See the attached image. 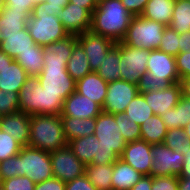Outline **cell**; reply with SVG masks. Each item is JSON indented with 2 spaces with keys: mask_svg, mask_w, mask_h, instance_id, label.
Listing matches in <instances>:
<instances>
[{
  "mask_svg": "<svg viewBox=\"0 0 190 190\" xmlns=\"http://www.w3.org/2000/svg\"><path fill=\"white\" fill-rule=\"evenodd\" d=\"M77 43V36L69 35L43 47L44 63L38 82L47 93L61 94L66 99L75 92L76 81L69 75L66 66Z\"/></svg>",
  "mask_w": 190,
  "mask_h": 190,
  "instance_id": "cell-1",
  "label": "cell"
},
{
  "mask_svg": "<svg viewBox=\"0 0 190 190\" xmlns=\"http://www.w3.org/2000/svg\"><path fill=\"white\" fill-rule=\"evenodd\" d=\"M133 17L121 0H98L92 13L90 31L118 43L125 36Z\"/></svg>",
  "mask_w": 190,
  "mask_h": 190,
  "instance_id": "cell-2",
  "label": "cell"
},
{
  "mask_svg": "<svg viewBox=\"0 0 190 190\" xmlns=\"http://www.w3.org/2000/svg\"><path fill=\"white\" fill-rule=\"evenodd\" d=\"M19 96V110L28 114L61 115L64 98L61 94H50L41 87L38 76H28Z\"/></svg>",
  "mask_w": 190,
  "mask_h": 190,
  "instance_id": "cell-3",
  "label": "cell"
},
{
  "mask_svg": "<svg viewBox=\"0 0 190 190\" xmlns=\"http://www.w3.org/2000/svg\"><path fill=\"white\" fill-rule=\"evenodd\" d=\"M178 82L180 78L176 70L175 56L159 49L150 50L147 73L142 74L137 84L138 92L158 91Z\"/></svg>",
  "mask_w": 190,
  "mask_h": 190,
  "instance_id": "cell-4",
  "label": "cell"
},
{
  "mask_svg": "<svg viewBox=\"0 0 190 190\" xmlns=\"http://www.w3.org/2000/svg\"><path fill=\"white\" fill-rule=\"evenodd\" d=\"M68 145L60 115L30 116L28 146L51 153Z\"/></svg>",
  "mask_w": 190,
  "mask_h": 190,
  "instance_id": "cell-5",
  "label": "cell"
},
{
  "mask_svg": "<svg viewBox=\"0 0 190 190\" xmlns=\"http://www.w3.org/2000/svg\"><path fill=\"white\" fill-rule=\"evenodd\" d=\"M27 30L34 42L42 47L69 36L59 16L45 12L44 3L34 6L27 21Z\"/></svg>",
  "mask_w": 190,
  "mask_h": 190,
  "instance_id": "cell-6",
  "label": "cell"
},
{
  "mask_svg": "<svg viewBox=\"0 0 190 190\" xmlns=\"http://www.w3.org/2000/svg\"><path fill=\"white\" fill-rule=\"evenodd\" d=\"M165 27L141 15L134 16L121 43L140 49H159Z\"/></svg>",
  "mask_w": 190,
  "mask_h": 190,
  "instance_id": "cell-7",
  "label": "cell"
},
{
  "mask_svg": "<svg viewBox=\"0 0 190 190\" xmlns=\"http://www.w3.org/2000/svg\"><path fill=\"white\" fill-rule=\"evenodd\" d=\"M19 176H27L35 184L54 177L50 153L23 146L19 152Z\"/></svg>",
  "mask_w": 190,
  "mask_h": 190,
  "instance_id": "cell-8",
  "label": "cell"
},
{
  "mask_svg": "<svg viewBox=\"0 0 190 190\" xmlns=\"http://www.w3.org/2000/svg\"><path fill=\"white\" fill-rule=\"evenodd\" d=\"M120 131V113L102 111L96 117L94 136L102 146L112 148L119 157L127 144Z\"/></svg>",
  "mask_w": 190,
  "mask_h": 190,
  "instance_id": "cell-9",
  "label": "cell"
},
{
  "mask_svg": "<svg viewBox=\"0 0 190 190\" xmlns=\"http://www.w3.org/2000/svg\"><path fill=\"white\" fill-rule=\"evenodd\" d=\"M150 50L135 48L120 42V78L138 84L142 74L147 73Z\"/></svg>",
  "mask_w": 190,
  "mask_h": 190,
  "instance_id": "cell-10",
  "label": "cell"
},
{
  "mask_svg": "<svg viewBox=\"0 0 190 190\" xmlns=\"http://www.w3.org/2000/svg\"><path fill=\"white\" fill-rule=\"evenodd\" d=\"M153 157L150 175L154 176H177L181 174L184 163V155L167 147L164 143L151 146Z\"/></svg>",
  "mask_w": 190,
  "mask_h": 190,
  "instance_id": "cell-11",
  "label": "cell"
},
{
  "mask_svg": "<svg viewBox=\"0 0 190 190\" xmlns=\"http://www.w3.org/2000/svg\"><path fill=\"white\" fill-rule=\"evenodd\" d=\"M54 177L69 182L85 174L86 166L77 158L69 145L50 153Z\"/></svg>",
  "mask_w": 190,
  "mask_h": 190,
  "instance_id": "cell-12",
  "label": "cell"
},
{
  "mask_svg": "<svg viewBox=\"0 0 190 190\" xmlns=\"http://www.w3.org/2000/svg\"><path fill=\"white\" fill-rule=\"evenodd\" d=\"M138 93V85L135 83L124 80L109 82L102 111L111 114L124 113Z\"/></svg>",
  "mask_w": 190,
  "mask_h": 190,
  "instance_id": "cell-13",
  "label": "cell"
},
{
  "mask_svg": "<svg viewBox=\"0 0 190 190\" xmlns=\"http://www.w3.org/2000/svg\"><path fill=\"white\" fill-rule=\"evenodd\" d=\"M77 42L84 49L89 60L91 71L94 72H96L98 67L102 64L106 54L115 44L112 40L95 34L90 30L77 35Z\"/></svg>",
  "mask_w": 190,
  "mask_h": 190,
  "instance_id": "cell-14",
  "label": "cell"
},
{
  "mask_svg": "<svg viewBox=\"0 0 190 190\" xmlns=\"http://www.w3.org/2000/svg\"><path fill=\"white\" fill-rule=\"evenodd\" d=\"M27 77L25 69L0 50V90L19 93Z\"/></svg>",
  "mask_w": 190,
  "mask_h": 190,
  "instance_id": "cell-15",
  "label": "cell"
},
{
  "mask_svg": "<svg viewBox=\"0 0 190 190\" xmlns=\"http://www.w3.org/2000/svg\"><path fill=\"white\" fill-rule=\"evenodd\" d=\"M151 146V144L142 139L128 142L120 155V159L128 163L142 175H150L153 161Z\"/></svg>",
  "mask_w": 190,
  "mask_h": 190,
  "instance_id": "cell-16",
  "label": "cell"
},
{
  "mask_svg": "<svg viewBox=\"0 0 190 190\" xmlns=\"http://www.w3.org/2000/svg\"><path fill=\"white\" fill-rule=\"evenodd\" d=\"M92 14L84 7L67 3L59 12V20L69 35H79L90 30Z\"/></svg>",
  "mask_w": 190,
  "mask_h": 190,
  "instance_id": "cell-17",
  "label": "cell"
},
{
  "mask_svg": "<svg viewBox=\"0 0 190 190\" xmlns=\"http://www.w3.org/2000/svg\"><path fill=\"white\" fill-rule=\"evenodd\" d=\"M101 112L102 108L98 103L75 91L64 100L60 117L88 119L96 118Z\"/></svg>",
  "mask_w": 190,
  "mask_h": 190,
  "instance_id": "cell-18",
  "label": "cell"
},
{
  "mask_svg": "<svg viewBox=\"0 0 190 190\" xmlns=\"http://www.w3.org/2000/svg\"><path fill=\"white\" fill-rule=\"evenodd\" d=\"M142 94L154 114L161 116L167 109H172L178 104L182 96V89L180 82H178L158 91H149Z\"/></svg>",
  "mask_w": 190,
  "mask_h": 190,
  "instance_id": "cell-19",
  "label": "cell"
},
{
  "mask_svg": "<svg viewBox=\"0 0 190 190\" xmlns=\"http://www.w3.org/2000/svg\"><path fill=\"white\" fill-rule=\"evenodd\" d=\"M1 129L15 138L22 146H28L30 115L18 110L0 117Z\"/></svg>",
  "mask_w": 190,
  "mask_h": 190,
  "instance_id": "cell-20",
  "label": "cell"
},
{
  "mask_svg": "<svg viewBox=\"0 0 190 190\" xmlns=\"http://www.w3.org/2000/svg\"><path fill=\"white\" fill-rule=\"evenodd\" d=\"M107 87L108 83L97 72L92 71L76 81L75 91L95 101L102 107Z\"/></svg>",
  "mask_w": 190,
  "mask_h": 190,
  "instance_id": "cell-21",
  "label": "cell"
},
{
  "mask_svg": "<svg viewBox=\"0 0 190 190\" xmlns=\"http://www.w3.org/2000/svg\"><path fill=\"white\" fill-rule=\"evenodd\" d=\"M29 15L25 11L10 10L8 6L0 13V42L5 37L19 34L27 28Z\"/></svg>",
  "mask_w": 190,
  "mask_h": 190,
  "instance_id": "cell-22",
  "label": "cell"
},
{
  "mask_svg": "<svg viewBox=\"0 0 190 190\" xmlns=\"http://www.w3.org/2000/svg\"><path fill=\"white\" fill-rule=\"evenodd\" d=\"M142 176L128 163L118 158L113 163L112 190H130Z\"/></svg>",
  "mask_w": 190,
  "mask_h": 190,
  "instance_id": "cell-23",
  "label": "cell"
},
{
  "mask_svg": "<svg viewBox=\"0 0 190 190\" xmlns=\"http://www.w3.org/2000/svg\"><path fill=\"white\" fill-rule=\"evenodd\" d=\"M36 45L37 44L34 42L26 28L19 31V34L5 37V39L0 42V50L9 57L15 59L18 54H22L27 50H32V47H35Z\"/></svg>",
  "mask_w": 190,
  "mask_h": 190,
  "instance_id": "cell-24",
  "label": "cell"
},
{
  "mask_svg": "<svg viewBox=\"0 0 190 190\" xmlns=\"http://www.w3.org/2000/svg\"><path fill=\"white\" fill-rule=\"evenodd\" d=\"M175 0H148L141 16L165 26L172 21Z\"/></svg>",
  "mask_w": 190,
  "mask_h": 190,
  "instance_id": "cell-25",
  "label": "cell"
},
{
  "mask_svg": "<svg viewBox=\"0 0 190 190\" xmlns=\"http://www.w3.org/2000/svg\"><path fill=\"white\" fill-rule=\"evenodd\" d=\"M61 121L68 142L75 138L94 135L96 118L79 119L74 117H61Z\"/></svg>",
  "mask_w": 190,
  "mask_h": 190,
  "instance_id": "cell-26",
  "label": "cell"
},
{
  "mask_svg": "<svg viewBox=\"0 0 190 190\" xmlns=\"http://www.w3.org/2000/svg\"><path fill=\"white\" fill-rule=\"evenodd\" d=\"M167 129L184 128L190 122V98L180 97L178 104L161 115Z\"/></svg>",
  "mask_w": 190,
  "mask_h": 190,
  "instance_id": "cell-27",
  "label": "cell"
},
{
  "mask_svg": "<svg viewBox=\"0 0 190 190\" xmlns=\"http://www.w3.org/2000/svg\"><path fill=\"white\" fill-rule=\"evenodd\" d=\"M119 62H120V42L115 43L110 48L104 60L102 61V64L98 67L96 72L107 83L113 82L116 80H121Z\"/></svg>",
  "mask_w": 190,
  "mask_h": 190,
  "instance_id": "cell-28",
  "label": "cell"
},
{
  "mask_svg": "<svg viewBox=\"0 0 190 190\" xmlns=\"http://www.w3.org/2000/svg\"><path fill=\"white\" fill-rule=\"evenodd\" d=\"M113 164L86 165L85 175L97 190H112Z\"/></svg>",
  "mask_w": 190,
  "mask_h": 190,
  "instance_id": "cell-29",
  "label": "cell"
},
{
  "mask_svg": "<svg viewBox=\"0 0 190 190\" xmlns=\"http://www.w3.org/2000/svg\"><path fill=\"white\" fill-rule=\"evenodd\" d=\"M140 128V139L145 140L151 145L163 143L168 130L161 119V116L155 114L143 122V124L140 125Z\"/></svg>",
  "mask_w": 190,
  "mask_h": 190,
  "instance_id": "cell-30",
  "label": "cell"
},
{
  "mask_svg": "<svg viewBox=\"0 0 190 190\" xmlns=\"http://www.w3.org/2000/svg\"><path fill=\"white\" fill-rule=\"evenodd\" d=\"M66 70L75 81L92 72L87 55L79 43L74 46Z\"/></svg>",
  "mask_w": 190,
  "mask_h": 190,
  "instance_id": "cell-31",
  "label": "cell"
},
{
  "mask_svg": "<svg viewBox=\"0 0 190 190\" xmlns=\"http://www.w3.org/2000/svg\"><path fill=\"white\" fill-rule=\"evenodd\" d=\"M68 145L85 166L93 164V156L96 154L97 149V137L89 135L75 138L69 141Z\"/></svg>",
  "mask_w": 190,
  "mask_h": 190,
  "instance_id": "cell-32",
  "label": "cell"
},
{
  "mask_svg": "<svg viewBox=\"0 0 190 190\" xmlns=\"http://www.w3.org/2000/svg\"><path fill=\"white\" fill-rule=\"evenodd\" d=\"M43 47L36 45L32 50H27L14 59L27 72L28 76H38L43 68Z\"/></svg>",
  "mask_w": 190,
  "mask_h": 190,
  "instance_id": "cell-33",
  "label": "cell"
},
{
  "mask_svg": "<svg viewBox=\"0 0 190 190\" xmlns=\"http://www.w3.org/2000/svg\"><path fill=\"white\" fill-rule=\"evenodd\" d=\"M125 116L130 121L141 125L147 119L154 115L152 108L146 103L142 93H138L133 100L127 105Z\"/></svg>",
  "mask_w": 190,
  "mask_h": 190,
  "instance_id": "cell-34",
  "label": "cell"
},
{
  "mask_svg": "<svg viewBox=\"0 0 190 190\" xmlns=\"http://www.w3.org/2000/svg\"><path fill=\"white\" fill-rule=\"evenodd\" d=\"M169 26L179 34L190 31V0H175Z\"/></svg>",
  "mask_w": 190,
  "mask_h": 190,
  "instance_id": "cell-35",
  "label": "cell"
},
{
  "mask_svg": "<svg viewBox=\"0 0 190 190\" xmlns=\"http://www.w3.org/2000/svg\"><path fill=\"white\" fill-rule=\"evenodd\" d=\"M22 147L14 137L3 130L0 131V162L19 154Z\"/></svg>",
  "mask_w": 190,
  "mask_h": 190,
  "instance_id": "cell-36",
  "label": "cell"
},
{
  "mask_svg": "<svg viewBox=\"0 0 190 190\" xmlns=\"http://www.w3.org/2000/svg\"><path fill=\"white\" fill-rule=\"evenodd\" d=\"M159 50L172 56H177L180 53L179 33H177L170 26H166L164 28V33L160 42Z\"/></svg>",
  "mask_w": 190,
  "mask_h": 190,
  "instance_id": "cell-37",
  "label": "cell"
},
{
  "mask_svg": "<svg viewBox=\"0 0 190 190\" xmlns=\"http://www.w3.org/2000/svg\"><path fill=\"white\" fill-rule=\"evenodd\" d=\"M189 141L188 136L185 134L184 128H171L167 130V134L164 139V144L173 150L185 149Z\"/></svg>",
  "mask_w": 190,
  "mask_h": 190,
  "instance_id": "cell-38",
  "label": "cell"
},
{
  "mask_svg": "<svg viewBox=\"0 0 190 190\" xmlns=\"http://www.w3.org/2000/svg\"><path fill=\"white\" fill-rule=\"evenodd\" d=\"M120 133L126 143L139 140L141 138L140 125L126 118L125 113H120Z\"/></svg>",
  "mask_w": 190,
  "mask_h": 190,
  "instance_id": "cell-39",
  "label": "cell"
},
{
  "mask_svg": "<svg viewBox=\"0 0 190 190\" xmlns=\"http://www.w3.org/2000/svg\"><path fill=\"white\" fill-rule=\"evenodd\" d=\"M19 110V96L15 92L0 90V117Z\"/></svg>",
  "mask_w": 190,
  "mask_h": 190,
  "instance_id": "cell-40",
  "label": "cell"
},
{
  "mask_svg": "<svg viewBox=\"0 0 190 190\" xmlns=\"http://www.w3.org/2000/svg\"><path fill=\"white\" fill-rule=\"evenodd\" d=\"M19 176V155L0 162V182Z\"/></svg>",
  "mask_w": 190,
  "mask_h": 190,
  "instance_id": "cell-41",
  "label": "cell"
},
{
  "mask_svg": "<svg viewBox=\"0 0 190 190\" xmlns=\"http://www.w3.org/2000/svg\"><path fill=\"white\" fill-rule=\"evenodd\" d=\"M4 190H34L35 183L27 176H16L0 182Z\"/></svg>",
  "mask_w": 190,
  "mask_h": 190,
  "instance_id": "cell-42",
  "label": "cell"
},
{
  "mask_svg": "<svg viewBox=\"0 0 190 190\" xmlns=\"http://www.w3.org/2000/svg\"><path fill=\"white\" fill-rule=\"evenodd\" d=\"M118 158H120L112 148H105L99 143L97 138L96 154L93 156V164L105 165L113 164Z\"/></svg>",
  "mask_w": 190,
  "mask_h": 190,
  "instance_id": "cell-43",
  "label": "cell"
},
{
  "mask_svg": "<svg viewBox=\"0 0 190 190\" xmlns=\"http://www.w3.org/2000/svg\"><path fill=\"white\" fill-rule=\"evenodd\" d=\"M151 190H178V177L154 176L152 177Z\"/></svg>",
  "mask_w": 190,
  "mask_h": 190,
  "instance_id": "cell-44",
  "label": "cell"
},
{
  "mask_svg": "<svg viewBox=\"0 0 190 190\" xmlns=\"http://www.w3.org/2000/svg\"><path fill=\"white\" fill-rule=\"evenodd\" d=\"M176 70L180 80L190 75V51L175 56Z\"/></svg>",
  "mask_w": 190,
  "mask_h": 190,
  "instance_id": "cell-45",
  "label": "cell"
},
{
  "mask_svg": "<svg viewBox=\"0 0 190 190\" xmlns=\"http://www.w3.org/2000/svg\"><path fill=\"white\" fill-rule=\"evenodd\" d=\"M65 190H97L84 174L69 182H66Z\"/></svg>",
  "mask_w": 190,
  "mask_h": 190,
  "instance_id": "cell-46",
  "label": "cell"
},
{
  "mask_svg": "<svg viewBox=\"0 0 190 190\" xmlns=\"http://www.w3.org/2000/svg\"><path fill=\"white\" fill-rule=\"evenodd\" d=\"M66 183L56 177L36 183L34 190H65Z\"/></svg>",
  "mask_w": 190,
  "mask_h": 190,
  "instance_id": "cell-47",
  "label": "cell"
},
{
  "mask_svg": "<svg viewBox=\"0 0 190 190\" xmlns=\"http://www.w3.org/2000/svg\"><path fill=\"white\" fill-rule=\"evenodd\" d=\"M5 2L10 10L25 11L29 16L34 8L32 0H5Z\"/></svg>",
  "mask_w": 190,
  "mask_h": 190,
  "instance_id": "cell-48",
  "label": "cell"
},
{
  "mask_svg": "<svg viewBox=\"0 0 190 190\" xmlns=\"http://www.w3.org/2000/svg\"><path fill=\"white\" fill-rule=\"evenodd\" d=\"M124 8L133 16H140L148 0H121Z\"/></svg>",
  "mask_w": 190,
  "mask_h": 190,
  "instance_id": "cell-49",
  "label": "cell"
},
{
  "mask_svg": "<svg viewBox=\"0 0 190 190\" xmlns=\"http://www.w3.org/2000/svg\"><path fill=\"white\" fill-rule=\"evenodd\" d=\"M69 0H45L44 10L47 14L59 16L60 10L66 6Z\"/></svg>",
  "mask_w": 190,
  "mask_h": 190,
  "instance_id": "cell-50",
  "label": "cell"
},
{
  "mask_svg": "<svg viewBox=\"0 0 190 190\" xmlns=\"http://www.w3.org/2000/svg\"><path fill=\"white\" fill-rule=\"evenodd\" d=\"M178 151L184 155V163L178 178L190 179V142H187V147L184 150L180 149Z\"/></svg>",
  "mask_w": 190,
  "mask_h": 190,
  "instance_id": "cell-51",
  "label": "cell"
},
{
  "mask_svg": "<svg viewBox=\"0 0 190 190\" xmlns=\"http://www.w3.org/2000/svg\"><path fill=\"white\" fill-rule=\"evenodd\" d=\"M152 176L143 175L142 178L130 190H151Z\"/></svg>",
  "mask_w": 190,
  "mask_h": 190,
  "instance_id": "cell-52",
  "label": "cell"
},
{
  "mask_svg": "<svg viewBox=\"0 0 190 190\" xmlns=\"http://www.w3.org/2000/svg\"><path fill=\"white\" fill-rule=\"evenodd\" d=\"M69 3L76 4L77 6L84 7L91 14L97 8L98 0H69Z\"/></svg>",
  "mask_w": 190,
  "mask_h": 190,
  "instance_id": "cell-53",
  "label": "cell"
},
{
  "mask_svg": "<svg viewBox=\"0 0 190 190\" xmlns=\"http://www.w3.org/2000/svg\"><path fill=\"white\" fill-rule=\"evenodd\" d=\"M179 50L180 52L190 51V31L179 34Z\"/></svg>",
  "mask_w": 190,
  "mask_h": 190,
  "instance_id": "cell-54",
  "label": "cell"
},
{
  "mask_svg": "<svg viewBox=\"0 0 190 190\" xmlns=\"http://www.w3.org/2000/svg\"><path fill=\"white\" fill-rule=\"evenodd\" d=\"M180 85L182 89V95L184 97L190 98V75L182 78L180 80Z\"/></svg>",
  "mask_w": 190,
  "mask_h": 190,
  "instance_id": "cell-55",
  "label": "cell"
},
{
  "mask_svg": "<svg viewBox=\"0 0 190 190\" xmlns=\"http://www.w3.org/2000/svg\"><path fill=\"white\" fill-rule=\"evenodd\" d=\"M178 190H190V179L178 178Z\"/></svg>",
  "mask_w": 190,
  "mask_h": 190,
  "instance_id": "cell-56",
  "label": "cell"
},
{
  "mask_svg": "<svg viewBox=\"0 0 190 190\" xmlns=\"http://www.w3.org/2000/svg\"><path fill=\"white\" fill-rule=\"evenodd\" d=\"M184 129H185V134L188 136L189 141H190V122H188V123L184 126Z\"/></svg>",
  "mask_w": 190,
  "mask_h": 190,
  "instance_id": "cell-57",
  "label": "cell"
},
{
  "mask_svg": "<svg viewBox=\"0 0 190 190\" xmlns=\"http://www.w3.org/2000/svg\"><path fill=\"white\" fill-rule=\"evenodd\" d=\"M5 6H6L5 0H0V13L4 10Z\"/></svg>",
  "mask_w": 190,
  "mask_h": 190,
  "instance_id": "cell-58",
  "label": "cell"
},
{
  "mask_svg": "<svg viewBox=\"0 0 190 190\" xmlns=\"http://www.w3.org/2000/svg\"><path fill=\"white\" fill-rule=\"evenodd\" d=\"M33 1V5L36 6L37 4H40V3H44L45 0H32Z\"/></svg>",
  "mask_w": 190,
  "mask_h": 190,
  "instance_id": "cell-59",
  "label": "cell"
},
{
  "mask_svg": "<svg viewBox=\"0 0 190 190\" xmlns=\"http://www.w3.org/2000/svg\"><path fill=\"white\" fill-rule=\"evenodd\" d=\"M0 190H4V188H3V186H2V184L0 183Z\"/></svg>",
  "mask_w": 190,
  "mask_h": 190,
  "instance_id": "cell-60",
  "label": "cell"
}]
</instances>
